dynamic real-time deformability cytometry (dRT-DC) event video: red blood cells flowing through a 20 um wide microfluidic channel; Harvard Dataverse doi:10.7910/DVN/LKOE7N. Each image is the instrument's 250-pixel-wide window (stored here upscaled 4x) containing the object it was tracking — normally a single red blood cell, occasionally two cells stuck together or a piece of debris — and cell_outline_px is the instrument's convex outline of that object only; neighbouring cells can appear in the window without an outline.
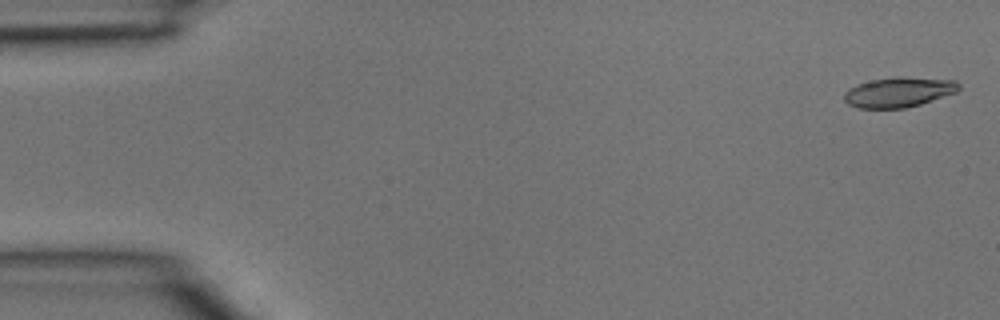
{"species": "common noctule bat (a hibernating species)", "species_latin": "Nyctalus noctula", "temperature_condition": "room temperature", "stored_images_in_passage": 22, "camera_frame_rate_fps": 3000, "um_per_image_px": 0.085, "animal": {"sex": "male", "body_mass_g": 15.6}, "frame": {"image": 1, "passage_image": 1, "time_ms": 0.0, "image_size_px": [1000, 320], "cell_outline_px": [[960, 88], [956, 92], [920, 104], [904, 108], [856, 108], [848, 104], [844, 100], [844, 92], [848, 88], [856, 84], [872, 80], [892, 76], [900, 76], [956, 80], [960, 84]], "centroid_in_image_um": [76.37, 7.82], "position_along_channel_um": 8.6, "area_um2": 20.23}}
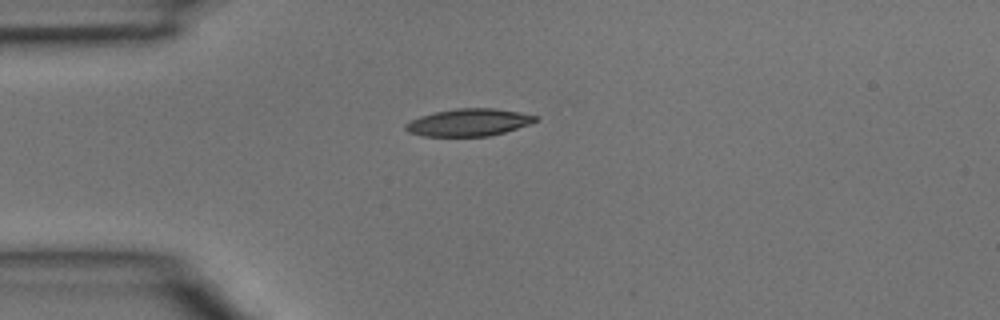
{"frame": {"image": 2, "passage_image": 11, "time_ms": 3.333, "image_size_px": [1000, 320], "cell_outline_px": [[540, 120], [504, 132], [488, 136], [424, 136], [408, 132], [404, 128], [404, 124], [420, 116], [436, 112], [456, 108], [496, 108], [520, 112], [540, 116]], "centroid_in_image_um": [39.87, 10.4], "position_along_channel_um": 45.1, "area_um2": 20.69}}
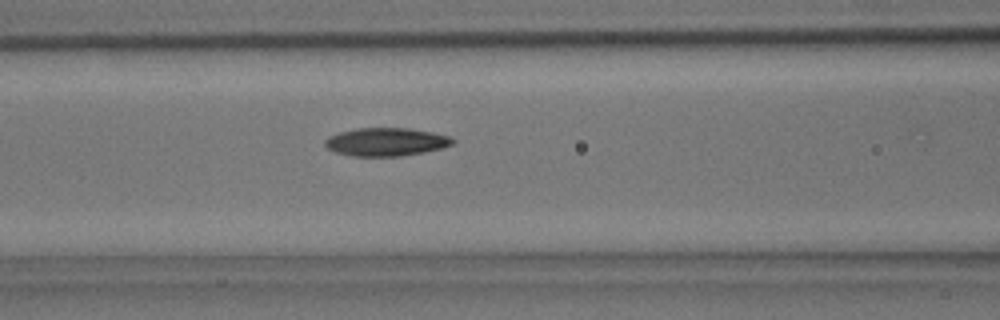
{"frame": {"image": 3, "passage_image": 18, "time_ms": 5.667, "image_size_px": [1000, 320], "cell_outline_px": [[456, 140], [452, 144], [440, 148], [424, 152], [400, 156], [352, 156], [336, 152], [328, 148], [324, 144], [324, 140], [328, 136], [340, 132], [356, 128], [408, 128], [432, 132], [448, 136]], "centroid_in_image_um": [32.79, 12.06], "position_along_channel_um": 133.8, "area_um2": 20.87}}